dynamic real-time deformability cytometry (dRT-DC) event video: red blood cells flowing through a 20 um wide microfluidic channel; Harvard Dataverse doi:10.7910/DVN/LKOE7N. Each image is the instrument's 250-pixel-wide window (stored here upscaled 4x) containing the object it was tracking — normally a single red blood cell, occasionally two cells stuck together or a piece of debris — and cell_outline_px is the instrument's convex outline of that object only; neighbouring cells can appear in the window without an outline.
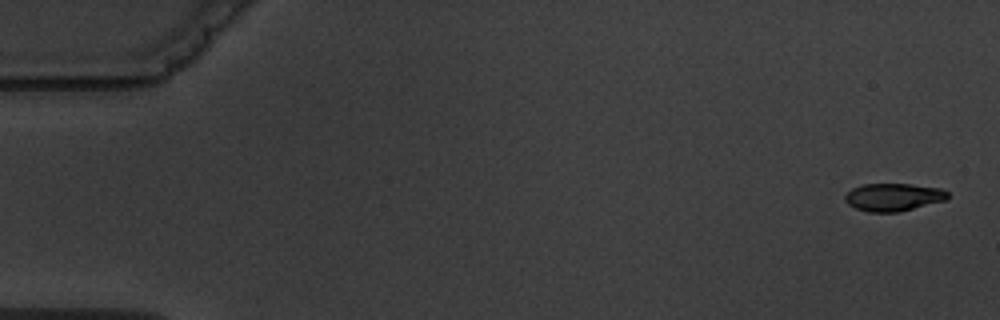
{"species": "common noctule bat (a hibernating species)", "species_latin": "Nyctalus noctula", "temperature_condition": "warm", "stored_images_in_passage": 10, "camera_frame_rate_fps": 3000, "um_per_image_px": 0.085, "animal": {"sex": "male", "body_mass_g": 19.5, "forearm_length_mm": 54.6}, "frame": {"image": 1, "passage_image": 1, "time_ms": 0.0, "image_size_px": [1000, 320], "cell_outline_px": [[948, 196], [944, 200], [900, 212], [868, 212], [856, 208], [848, 204], [844, 200], [844, 196], [852, 188], [864, 184], [908, 184], [944, 188], [948, 192]], "centroid_in_image_um": [75.93, 16.75], "position_along_channel_um": 9.1, "area_um2": 16.59}}
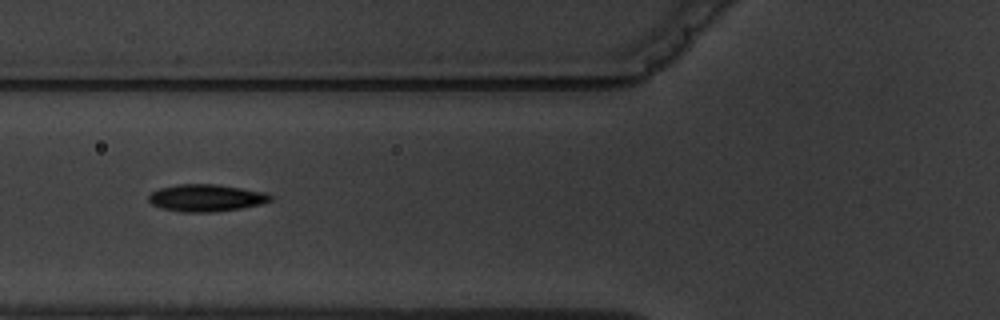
{"frame": {"image": 2, "passage_image": 7, "time_ms": 6.667, "image_size_px": [1000, 320], "cell_outline_px": [[272, 200], [264, 204], [216, 212], [184, 212], [164, 208], [152, 204], [148, 200], [148, 196], [152, 192], [160, 188], [176, 184], [216, 184], [264, 192], [272, 196]], "centroid_in_image_um": [17.54, 16.82], "position_along_channel_um": 108.3, "area_um2": 19.19}}
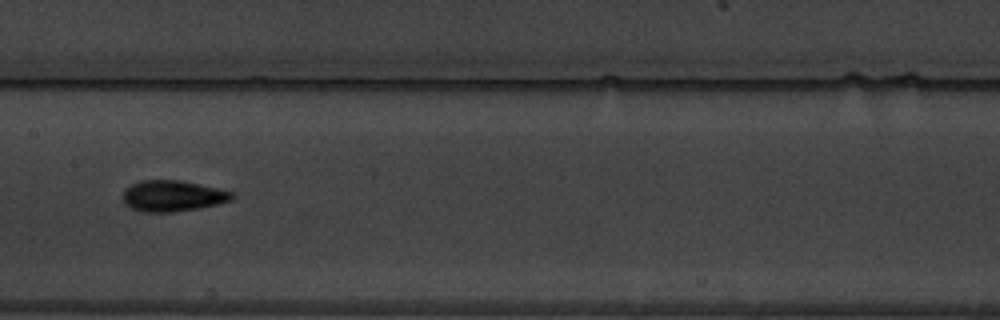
{"frame": {"image": 3, "passage_image": 9, "time_ms": 9.0, "image_size_px": [1000, 320], "cell_outline_px": [[236, 196], [232, 200], [220, 204], [172, 212], [144, 212], [132, 208], [124, 204], [124, 188], [140, 180], [180, 180], [216, 188], [232, 192]], "centroid_in_image_um": [14.68, 16.65], "position_along_channel_um": 192.7, "area_um2": 19.65}}